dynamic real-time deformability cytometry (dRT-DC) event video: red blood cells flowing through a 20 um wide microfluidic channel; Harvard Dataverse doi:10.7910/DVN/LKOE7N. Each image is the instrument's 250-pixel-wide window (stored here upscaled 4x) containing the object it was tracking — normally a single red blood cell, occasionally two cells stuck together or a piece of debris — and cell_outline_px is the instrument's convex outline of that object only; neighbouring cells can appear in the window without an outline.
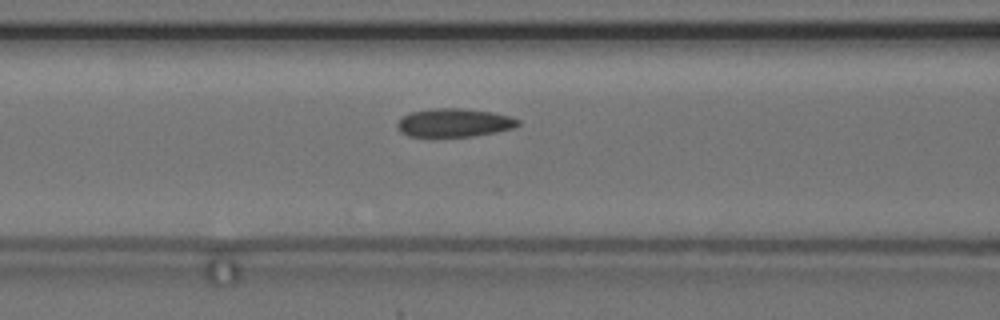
{"species": "common noctule bat (a hibernating species)", "species_latin": "Nyctalus noctula", "temperature_condition": "cold", "stored_images_in_passage": 6, "segment_of_instrument_passage": [2, 2], "camera_frame_rate_fps": 3000, "um_per_image_px": 0.085, "animal": {"sex": "female", "body_mass_g": 24.6, "forearm_length_mm": 56.2}, "frame": {"image": 1, "passage_image": 6, "time_ms": 7.0, "image_size_px": [1000, 320], "cell_outline_px": [[520, 124], [516, 128], [496, 132], [472, 136], [408, 136], [400, 132], [396, 124], [404, 116], [412, 112], [436, 108], [460, 108], [492, 112], [508, 116], [520, 120]], "centroid_in_image_um": [38.64, 10.43], "position_along_channel_um": 128.0, "area_um2": 19.83}}